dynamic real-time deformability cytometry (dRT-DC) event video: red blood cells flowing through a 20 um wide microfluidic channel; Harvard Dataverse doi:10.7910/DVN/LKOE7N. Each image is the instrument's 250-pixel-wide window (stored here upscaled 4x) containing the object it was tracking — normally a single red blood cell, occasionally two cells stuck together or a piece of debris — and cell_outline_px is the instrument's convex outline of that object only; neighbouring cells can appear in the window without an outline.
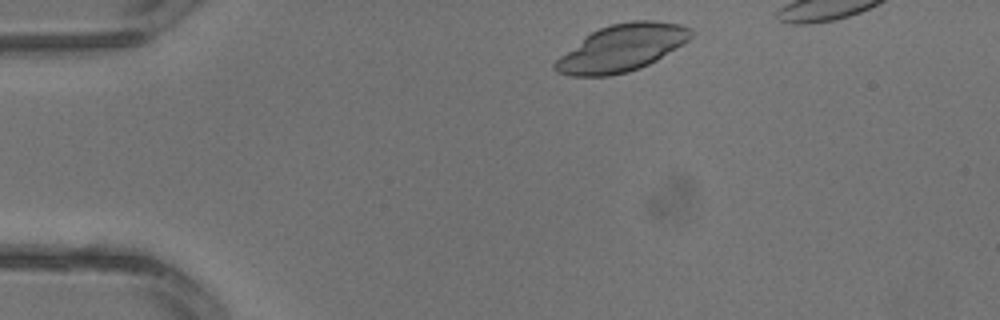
{"species": "common noctule bat (a hibernating species)", "species_latin": "Nyctalus noctula", "temperature_condition": "warm", "stored_images_in_passage": 2, "camera_frame_rate_fps": 3000, "um_per_image_px": 0.085, "animal": {"sex": "male", "body_mass_g": 13.3}, "frame": {"image": 1, "passage_image": 1, "time_ms": 0.0, "image_size_px": [1000, 320], "cell_outline_px": [[692, 36], [688, 40], [676, 48], [656, 60], [640, 68], [628, 72], [608, 76], [572, 76], [556, 72], [552, 68], [552, 64], [560, 56], [592, 32], [600, 28], [612, 24], [632, 20], [656, 20], [680, 24], [692, 28]], "centroid_in_image_um": [52.86, 4.08], "position_along_channel_um": 32.1, "area_um2": 36.88}}